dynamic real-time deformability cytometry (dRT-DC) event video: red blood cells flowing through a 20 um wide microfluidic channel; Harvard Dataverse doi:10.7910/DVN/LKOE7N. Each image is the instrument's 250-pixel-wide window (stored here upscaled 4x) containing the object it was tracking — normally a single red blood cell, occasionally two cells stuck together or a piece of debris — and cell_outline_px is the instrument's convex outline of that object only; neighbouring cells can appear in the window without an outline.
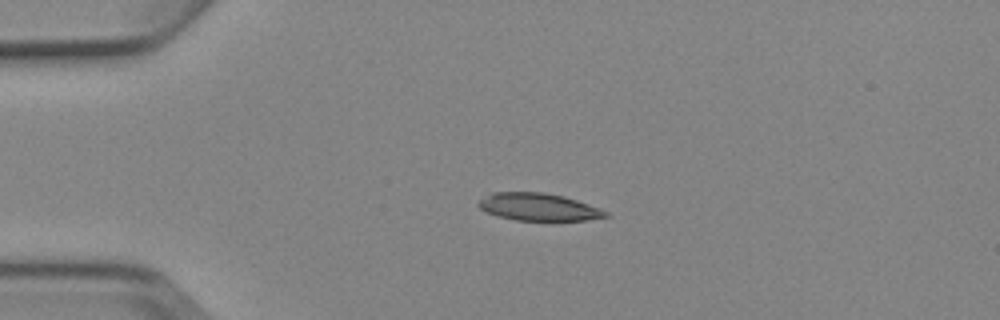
{"species": "Egyptian fruit bat (a non-hibernating species)", "species_latin": "Rousettus aegyptiacus", "temperature_condition": "cold", "stored_images_in_passage": 4, "camera_frame_rate_fps": 3000, "um_per_image_px": 0.085, "animal": {"sex": "female"}, "frame": {"image": 1, "passage_image": 3, "time_ms": 3.333, "image_size_px": [1000, 320], "cell_outline_px": [[612, 216], [588, 220], [516, 220], [496, 216], [484, 212], [476, 204], [480, 200], [492, 192], [544, 192], [564, 196], [600, 208], [608, 212]], "centroid_in_image_um": [45.77, 17.59], "position_along_channel_um": 39.2, "area_um2": 20.46}}